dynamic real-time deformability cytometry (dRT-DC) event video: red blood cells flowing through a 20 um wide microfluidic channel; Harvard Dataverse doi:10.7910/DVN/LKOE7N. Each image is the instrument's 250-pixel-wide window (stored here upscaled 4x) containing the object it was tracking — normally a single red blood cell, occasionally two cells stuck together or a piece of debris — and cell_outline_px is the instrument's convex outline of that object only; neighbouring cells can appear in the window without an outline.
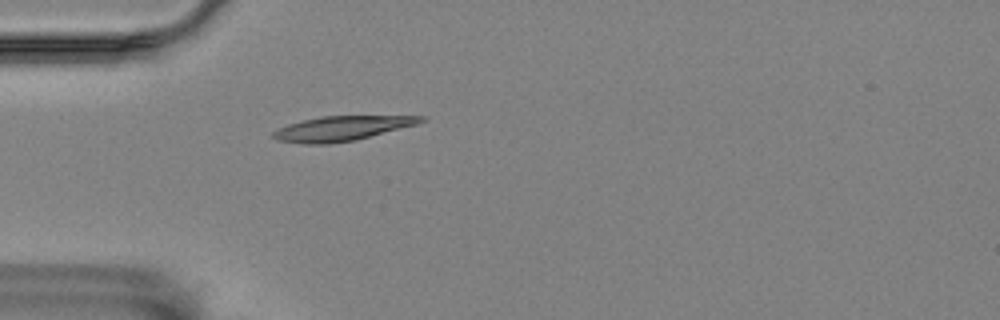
{"species": "Egyptian fruit bat (a non-hibernating species)", "species_latin": "Rousettus aegyptiacus", "temperature_condition": "room temperature", "stored_images_in_passage": 1, "camera_frame_rate_fps": 3000, "um_per_image_px": 0.085, "animal": {"sex": "female"}, "frame": {"image": 1, "passage_image": 1, "time_ms": 0.0, "image_size_px": [1000, 320], "cell_outline_px": [[428, 120], [416, 124], [356, 140], [328, 144], [304, 144], [276, 140], [272, 136], [272, 132], [276, 128], [288, 124], [320, 116], [428, 116]], "centroid_in_image_um": [29.03, 10.92], "position_along_channel_um": 56.0, "area_um2": 21.27}}